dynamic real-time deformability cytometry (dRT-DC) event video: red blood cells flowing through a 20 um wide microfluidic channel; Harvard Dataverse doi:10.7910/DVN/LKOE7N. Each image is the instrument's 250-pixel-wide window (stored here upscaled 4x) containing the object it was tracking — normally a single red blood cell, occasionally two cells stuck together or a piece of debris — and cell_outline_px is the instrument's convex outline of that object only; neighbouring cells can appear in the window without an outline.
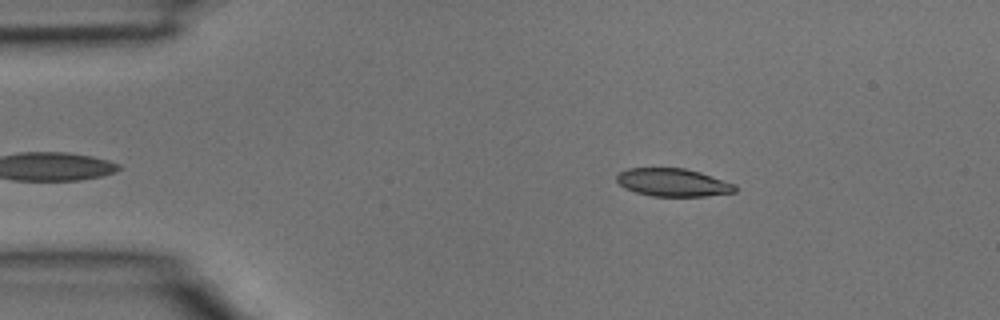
{"species": "common noctule bat (a hibernating species)", "species_latin": "Nyctalus noctula", "temperature_condition": "room temperature", "stored_images_in_passage": 3, "camera_frame_rate_fps": 3000, "um_per_image_px": 0.085, "animal": {"sex": "male", "body_mass_g": 15.6}, "frame": {"image": 1, "passage_image": 1, "time_ms": 0.0, "image_size_px": [1000, 320], "cell_outline_px": [[736, 192], [704, 196], [652, 196], [636, 192], [624, 188], [616, 180], [616, 176], [620, 172], [628, 168], [684, 168], [700, 172], [736, 184]], "centroid_in_image_um": [57.2, 15.51], "position_along_channel_um": 27.8, "area_um2": 19.25}}